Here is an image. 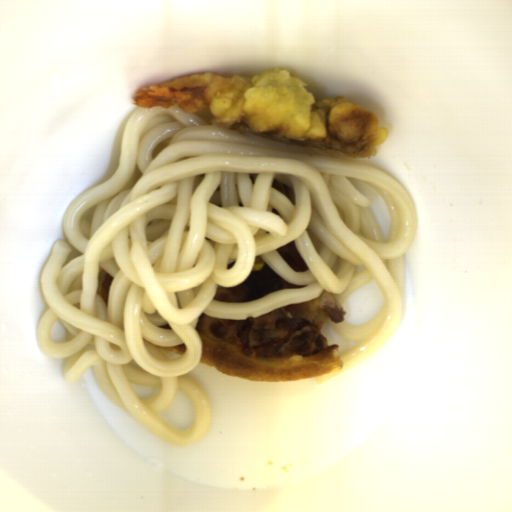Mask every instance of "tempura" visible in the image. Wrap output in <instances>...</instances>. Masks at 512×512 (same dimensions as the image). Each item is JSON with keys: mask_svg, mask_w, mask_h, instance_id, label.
Returning <instances> with one entry per match:
<instances>
[{"mask_svg": "<svg viewBox=\"0 0 512 512\" xmlns=\"http://www.w3.org/2000/svg\"><path fill=\"white\" fill-rule=\"evenodd\" d=\"M309 86L283 68L251 76L209 71L144 85L131 101L345 159L373 158L389 135L376 114L345 97L314 98Z\"/></svg>", "mask_w": 512, "mask_h": 512, "instance_id": "8679c707", "label": "tempura"}]
</instances>
